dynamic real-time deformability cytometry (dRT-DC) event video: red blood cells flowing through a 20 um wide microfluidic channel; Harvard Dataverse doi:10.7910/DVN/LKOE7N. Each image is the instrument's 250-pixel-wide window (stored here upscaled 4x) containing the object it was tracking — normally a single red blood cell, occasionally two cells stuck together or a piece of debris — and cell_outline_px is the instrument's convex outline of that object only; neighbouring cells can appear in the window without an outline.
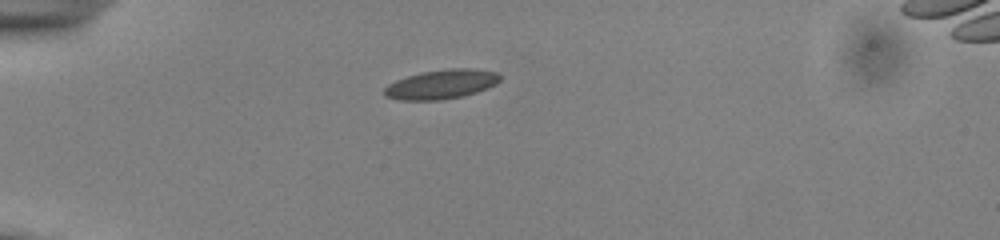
{"species": "common noctule bat (a hibernating species)", "species_latin": "Nyctalus noctula", "temperature_condition": "cold", "stored_images_in_passage": 39, "camera_frame_rate_fps": 3000, "um_per_image_px": 0.085, "animal": {"sex": "male", "body_mass_g": 13.0, "forearm_length_mm": 53.1}, "frame": {"image": 1, "passage_image": 1, "time_ms": 0.0, "image_size_px": [1000, 240], "cell_outline_px": [[500, 80], [496, 84], [488, 88], [464, 96], [440, 100], [400, 100], [384, 96], [384, 88], [388, 84], [396, 80], [420, 72], [448, 68], [472, 68], [496, 72], [500, 76]], "centroid_in_image_um": [37.51, 7.16], "position_along_channel_um": 47.5, "area_um2": 19.88}}
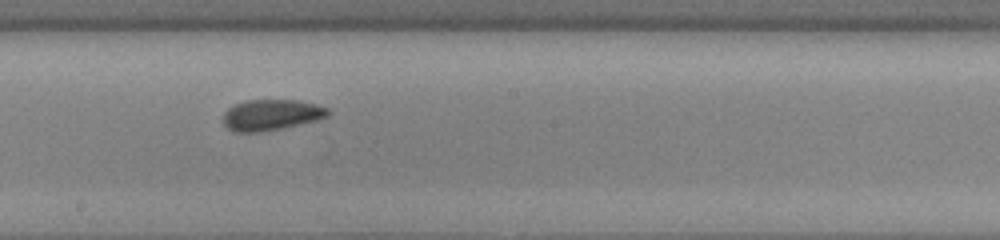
{"frame": {"image": 2, "passage_image": 17, "time_ms": 5.333, "image_size_px": [1000, 240], "cell_outline_px": [[332, 112], [328, 116], [316, 120], [300, 124], [260, 132], [232, 132], [224, 124], [224, 112], [228, 108], [236, 104], [248, 100], [296, 100], [316, 104], [328, 108]], "centroid_in_image_um": [23.07, 9.76], "position_along_channel_um": 225.1, "area_um2": 18.79}}
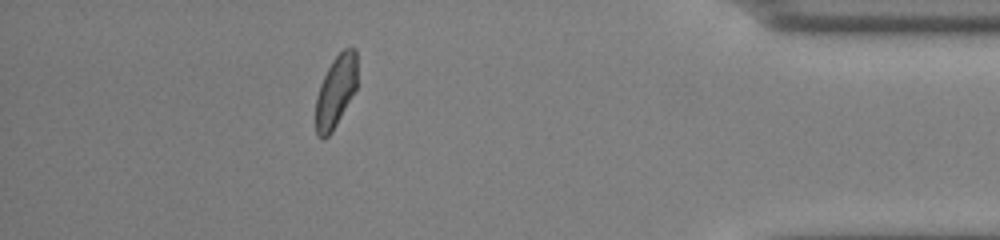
{"frame": {"image": 3, "passage_image": 34, "time_ms": 11.0, "image_size_px": [1000, 240], "cell_outline_px": [[356, 88], [332, 132], [324, 140], [320, 140], [316, 136], [316, 96], [320, 84], [332, 60], [344, 48], [356, 48]], "centroid_in_image_um": [28.51, 7.8], "position_along_channel_um": 406.7, "area_um2": 17.28}, "authors_computed_cell_mechanics": {"area_um2": 18.7272, "velocity_mm_per_s": 3.8725, "shape_relaxation_time_tau1_ms": 8.7088, "shape_relaxation_time_tau2_ms": 1.5011, "deformation_change_tau1": 0.1402, "deformation_change_tau2": 0.0646}}